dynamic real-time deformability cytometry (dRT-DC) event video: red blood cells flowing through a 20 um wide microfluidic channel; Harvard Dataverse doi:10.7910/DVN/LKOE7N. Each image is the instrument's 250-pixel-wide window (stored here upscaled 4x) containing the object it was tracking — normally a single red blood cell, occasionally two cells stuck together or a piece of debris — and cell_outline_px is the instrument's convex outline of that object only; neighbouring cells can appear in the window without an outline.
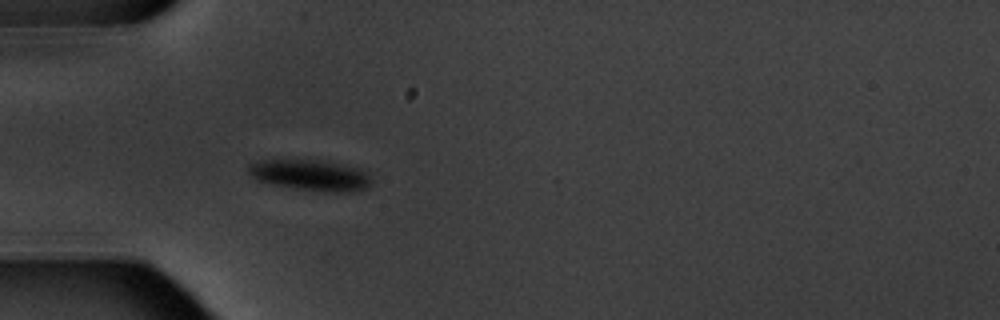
{"species": "common noctule bat (a hibernating species)", "species_latin": "Nyctalus noctula", "temperature_condition": "warm", "stored_images_in_passage": 4, "camera_frame_rate_fps": 3000, "um_per_image_px": 0.085, "animal": {"sex": "male", "body_mass_g": 20.1, "forearm_length_mm": 53.5}, "frame": {"image": 1, "passage_image": 4, "time_ms": 4.333, "image_size_px": [1000, 320], "cell_outline_px": [[372, 184], [368, 188], [356, 192], [324, 192], [268, 184], [256, 180], [248, 172], [260, 160], [320, 160], [344, 164], [360, 168], [372, 180]], "centroid_in_image_um": [26.49, 14.91], "position_along_channel_um": 58.5, "area_um2": 22.14}}